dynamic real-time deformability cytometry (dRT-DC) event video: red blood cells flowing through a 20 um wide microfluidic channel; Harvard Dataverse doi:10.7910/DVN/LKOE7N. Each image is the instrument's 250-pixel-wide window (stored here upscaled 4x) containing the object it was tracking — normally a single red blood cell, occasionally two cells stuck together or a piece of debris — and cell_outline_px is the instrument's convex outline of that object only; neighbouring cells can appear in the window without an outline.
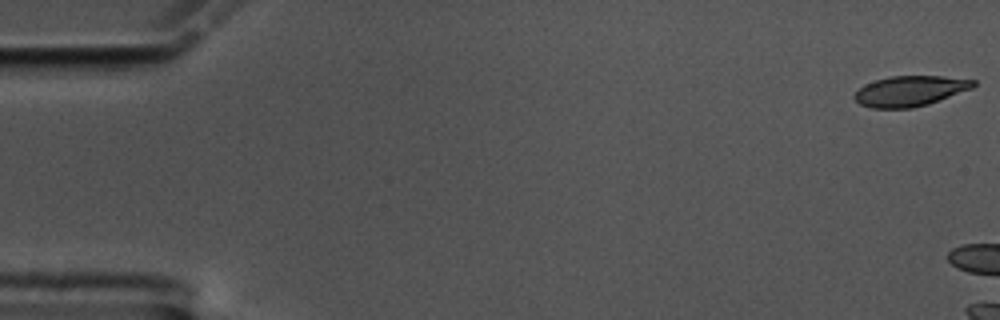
{"species": "common noctule bat (a hibernating species)", "species_latin": "Nyctalus noctula", "temperature_condition": "cold", "stored_images_in_passage": 5, "camera_frame_rate_fps": 3000, "um_per_image_px": 0.085, "animal": {"sex": "male", "body_mass_g": 17.5, "forearm_length_mm": 52.3}, "frame": {"image": 1, "passage_image": 1, "time_ms": 0.0, "image_size_px": [1000, 320], "cell_outline_px": [[976, 84], [972, 88], [928, 104], [912, 108], [872, 108], [860, 104], [852, 96], [864, 84], [888, 76], [940, 76], [976, 80]], "centroid_in_image_um": [77.33, 7.73], "position_along_channel_um": 7.7, "area_um2": 20.92}}